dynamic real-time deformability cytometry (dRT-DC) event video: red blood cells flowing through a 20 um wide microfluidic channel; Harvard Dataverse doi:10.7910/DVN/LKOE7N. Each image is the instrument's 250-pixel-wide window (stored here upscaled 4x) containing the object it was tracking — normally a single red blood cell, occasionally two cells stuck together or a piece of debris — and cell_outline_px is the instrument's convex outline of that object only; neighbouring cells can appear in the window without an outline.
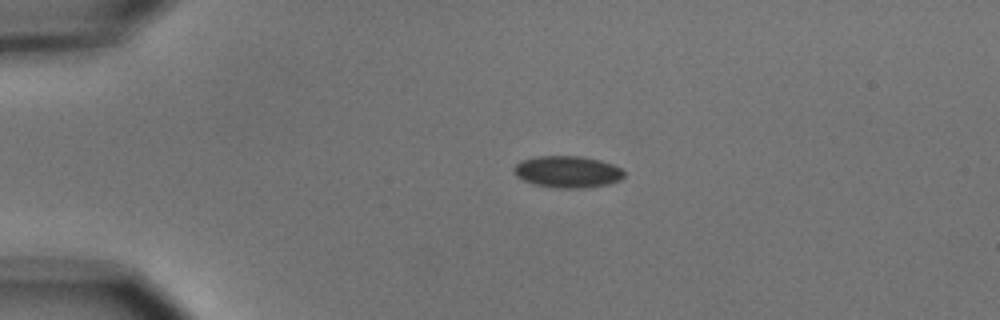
{"species": "common noctule bat (a hibernating species)", "species_latin": "Nyctalus noctula", "temperature_condition": "cold", "stored_images_in_passage": 7, "camera_frame_rate_fps": 3000, "um_per_image_px": 0.085, "animal": {"sex": "male", "body_mass_g": 15.6}, "frame": {"image": 1, "passage_image": 3, "time_ms": 2.333, "image_size_px": [1000, 320], "cell_outline_px": [[624, 176], [620, 180], [608, 184], [584, 188], [560, 188], [536, 184], [524, 180], [516, 176], [512, 172], [512, 168], [520, 160], [536, 156], [580, 156], [600, 160], [612, 164], [620, 168], [624, 172]], "centroid_in_image_um": [48.21, 14.59], "position_along_channel_um": 36.8, "area_um2": 20.4}}
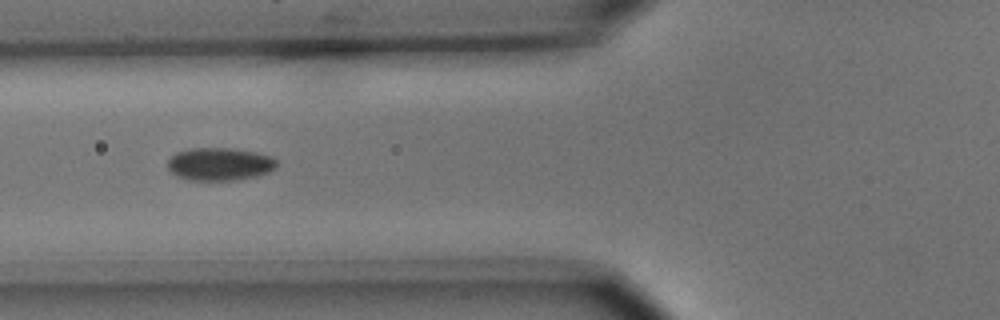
{"frame": {"image": 2, "passage_image": 5, "time_ms": 5.333, "image_size_px": [1000, 320], "cell_outline_px": [[276, 168], [268, 172], [256, 176], [236, 180], [192, 180], [176, 176], [168, 168], [168, 160], [176, 152], [192, 148], [232, 148], [256, 152], [272, 156], [276, 160]], "centroid_in_image_um": [18.68, 13.94], "position_along_channel_um": 107.1, "area_um2": 20.87}}
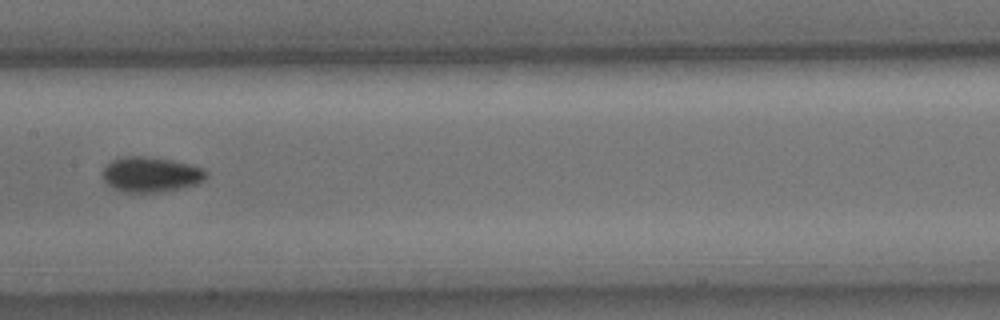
{"frame": {"image": 3, "passage_image": 7, "time_ms": 7.667, "image_size_px": [1000, 320], "cell_outline_px": [[208, 176], [204, 180], [196, 184], [180, 188], [160, 192], [124, 192], [108, 184], [104, 180], [104, 168], [112, 160], [124, 156], [144, 156], [172, 160], [192, 164], [208, 172]], "centroid_in_image_um": [12.86, 14.82], "position_along_channel_um": 194.5, "area_um2": 21.04}}